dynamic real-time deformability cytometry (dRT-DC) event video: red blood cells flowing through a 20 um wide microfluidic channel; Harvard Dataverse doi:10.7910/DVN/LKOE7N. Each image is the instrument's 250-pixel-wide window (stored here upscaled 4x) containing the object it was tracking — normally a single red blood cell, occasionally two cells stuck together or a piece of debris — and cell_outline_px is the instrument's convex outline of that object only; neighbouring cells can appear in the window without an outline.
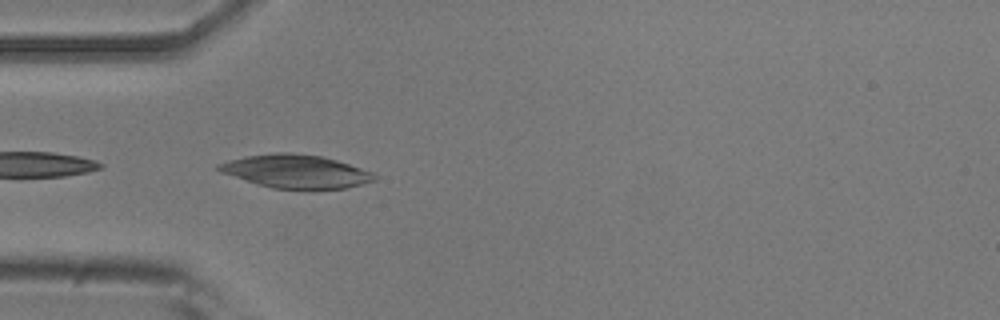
{"species": "common noctule bat (a hibernating species)", "species_latin": "Nyctalus noctula", "temperature_condition": "room temperature", "stored_images_in_passage": 37, "camera_frame_rate_fps": 3000, "um_per_image_px": 0.085, "animal": {"sex": "male", "body_mass_g": 20.5, "forearm_length_mm": 52.5}, "frame": {"image": 1, "passage_image": 1, "time_ms": 0.0, "image_size_px": [1000, 320], "cell_outline_px": [[380, 176], [376, 180], [344, 188], [272, 188], [220, 172], [216, 168], [216, 164], [228, 160], [248, 156], [276, 152], [288, 152], [320, 156], [336, 160], [372, 172]], "centroid_in_image_um": [25.14, 14.55], "position_along_channel_um": 59.9, "area_um2": 29.71}}
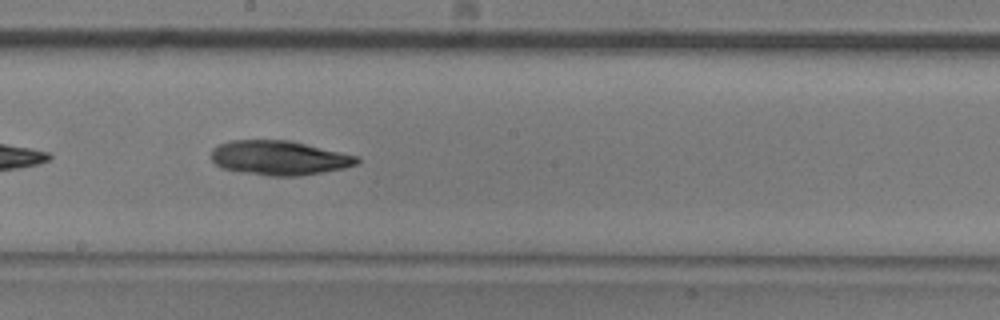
{"frame": {"image": 2, "passage_image": 14, "time_ms": 4.333, "image_size_px": [1000, 320], "cell_outline_px": [[360, 160], [356, 164], [344, 168], [300, 176], [268, 176], [240, 172], [220, 168], [212, 160], [212, 148], [228, 140], [288, 140], [360, 156]], "centroid_in_image_um": [23.72, 13.42], "position_along_channel_um": 224.5, "area_um2": 29.36}}
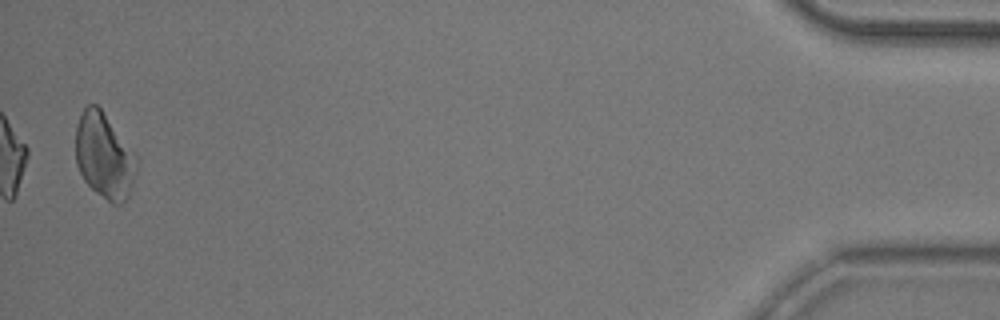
{"frame": {"image": 3, "passage_image": 37, "time_ms": 12.0, "image_size_px": [1000, 320], "cell_outline_px": [[136, 168], [132, 184], [128, 196], [120, 204], [112, 204], [96, 192], [84, 180], [76, 164], [76, 124], [84, 108], [88, 104], [96, 104], [100, 108], [136, 156]], "centroid_in_image_um": [8.83, 13.26], "position_along_channel_um": 426.4, "area_um2": 29.71}, "authors_computed_cell_mechanics": {"area_um2": 28.5532, "velocity_mm_per_s": 3.8206, "shape_relaxation_time_tau1_ms": 6.1554, "shape_relaxation_time_tau2_ms": 7.5913, "deformation_change_tau1": 0.0899, "deformation_change_tau2": 0.1114}}